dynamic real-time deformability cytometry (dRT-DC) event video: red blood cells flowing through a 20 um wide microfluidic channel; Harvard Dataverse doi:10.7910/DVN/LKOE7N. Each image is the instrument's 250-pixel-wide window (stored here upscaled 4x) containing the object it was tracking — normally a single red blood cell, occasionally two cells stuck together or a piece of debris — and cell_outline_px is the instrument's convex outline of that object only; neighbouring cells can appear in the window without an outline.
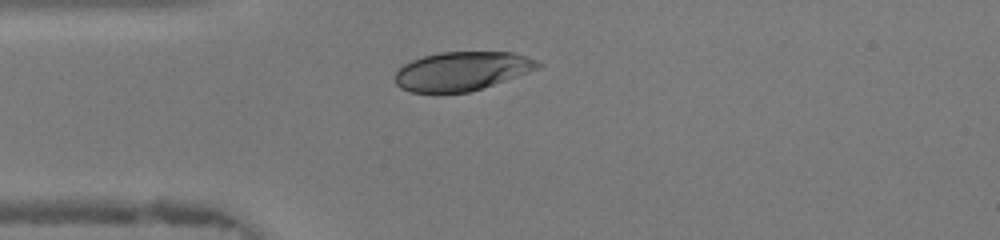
{"species": "human", "species_latin": "Homo sapiens", "temperature_condition": "warm", "stored_images_in_passage": 36, "camera_frame_rate_fps": 3000, "um_per_image_px": 0.085, "donor": {"sex": "female"}, "frame": {"image": 1, "passage_image": 8, "time_ms": 2.333, "image_size_px": [1000, 240], "cell_outline_px": [[544, 64], [540, 68], [468, 92], [436, 96], [412, 92], [400, 88], [396, 84], [396, 72], [404, 64], [412, 60], [424, 56], [440, 52], [512, 52], [536, 60]], "centroid_in_image_um": [39.21, 6.08], "position_along_channel_um": 45.8, "area_um2": 32.71}}
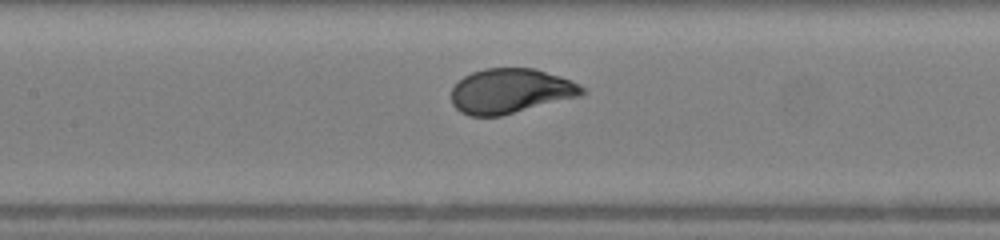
{"frame": {"image": 2, "passage_image": 17, "time_ms": 5.333, "image_size_px": [1000, 240], "cell_outline_px": [[588, 92], [580, 96], [500, 116], [468, 116], [460, 112], [452, 104], [452, 88], [464, 76], [472, 72], [484, 68], [536, 68], [560, 76], [580, 84]], "centroid_in_image_um": [43.4, 7.73], "position_along_channel_um": 164.0, "area_um2": 34.22}}
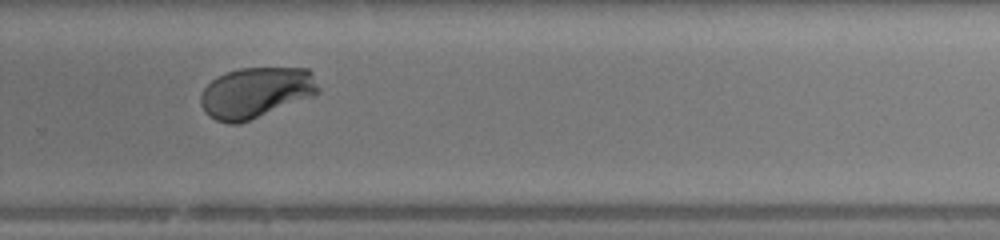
{"frame": {"image": 3, "passage_image": 27, "time_ms": 8.667, "image_size_px": [1000, 240], "cell_outline_px": [[320, 92], [316, 96], [240, 124], [228, 124], [216, 120], [208, 116], [204, 112], [200, 104], [200, 96], [204, 88], [216, 76], [224, 72], [240, 68], [308, 68], [312, 72], [320, 88]], "centroid_in_image_um": [21.77, 7.88], "position_along_channel_um": 308.0, "area_um2": 35.49}, "authors_computed_cell_mechanics": {"area_um2": 34.4199, "velocity_mm_per_s": 4.3291, "shape_relaxation_time_tau1_ms": 2.1332, "shape_relaxation_time_tau2_ms": null, "deformation_change_tau1": 0.1408, "deformation_change_tau2": null}}